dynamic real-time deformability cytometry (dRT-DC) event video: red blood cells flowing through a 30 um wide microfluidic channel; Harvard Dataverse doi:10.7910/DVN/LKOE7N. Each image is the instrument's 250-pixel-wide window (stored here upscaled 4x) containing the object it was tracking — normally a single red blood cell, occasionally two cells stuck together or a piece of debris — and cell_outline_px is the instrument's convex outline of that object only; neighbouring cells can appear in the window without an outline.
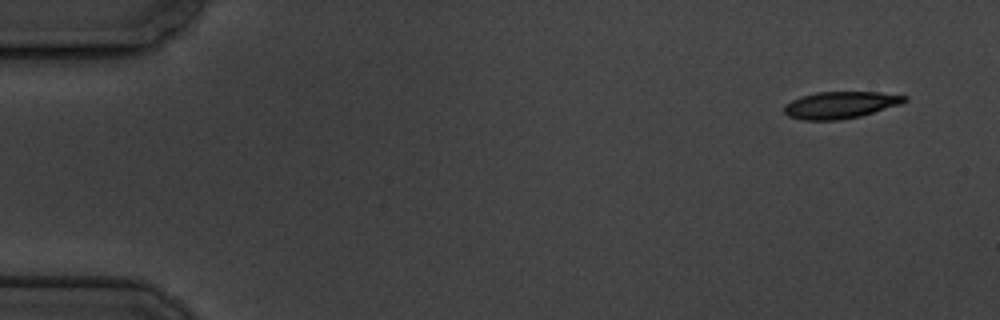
{"species": "common noctule bat (a hibernating species)", "species_latin": "Nyctalus noctula", "temperature_condition": "cold", "stored_images_in_passage": 5, "camera_frame_rate_fps": 3000, "um_per_image_px": 0.085, "animal": {"sex": "male", "body_mass_g": 19.5, "forearm_length_mm": 54.6}, "frame": {"image": 1, "passage_image": 1, "time_ms": 0.0, "image_size_px": [1000, 320], "cell_outline_px": [[908, 100], [900, 104], [860, 116], [840, 120], [804, 120], [788, 116], [784, 112], [784, 104], [800, 96], [816, 92], [880, 92], [908, 96]], "centroid_in_image_um": [71.41, 8.92], "position_along_channel_um": 13.6, "area_um2": 18.9}}
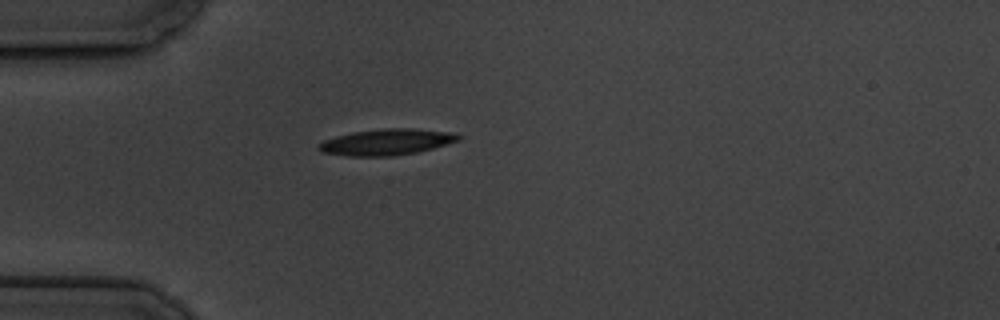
{"frame": {"image": 2, "passage_image": 4, "time_ms": 4.333, "image_size_px": [1000, 320], "cell_outline_px": [[464, 136], [460, 140], [448, 144], [416, 152], [392, 156], [348, 156], [324, 152], [316, 148], [324, 140], [336, 136], [352, 132], [384, 128], [412, 128], [456, 132]], "centroid_in_image_um": [32.93, 12.06], "position_along_channel_um": 52.1, "area_um2": 21.39}}